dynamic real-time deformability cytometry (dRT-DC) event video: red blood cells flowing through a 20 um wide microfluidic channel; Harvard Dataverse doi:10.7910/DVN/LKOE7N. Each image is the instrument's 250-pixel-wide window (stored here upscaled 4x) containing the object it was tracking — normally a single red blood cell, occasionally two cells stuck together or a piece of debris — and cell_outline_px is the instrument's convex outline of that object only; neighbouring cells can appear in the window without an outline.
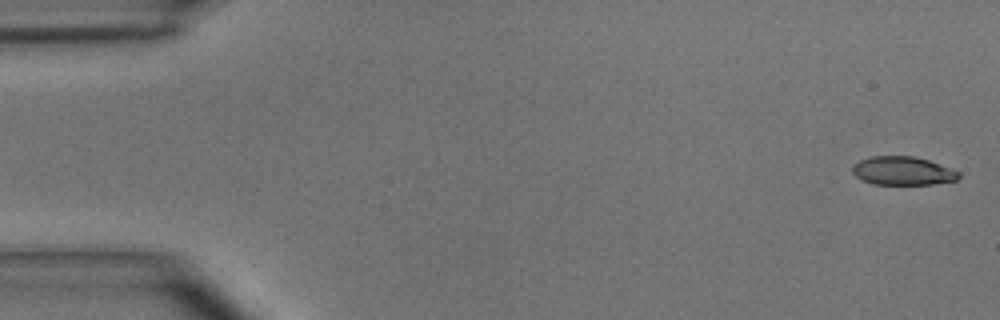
{"species": "common noctule bat (a hibernating species)", "species_latin": "Nyctalus noctula", "temperature_condition": "room temperature", "stored_images_in_passage": 49, "camera_frame_rate_fps": 3000, "um_per_image_px": 0.085, "animal": {"sex": "male", "body_mass_g": 15.6}, "frame": {"image": 1, "passage_image": 1, "time_ms": 0.0, "image_size_px": [1000, 320], "cell_outline_px": [[960, 176], [956, 180], [932, 184], [872, 184], [856, 176], [852, 172], [852, 168], [860, 160], [872, 156], [912, 156], [928, 160], [960, 172]], "centroid_in_image_um": [76.73, 14.52], "position_along_channel_um": 8.3, "area_um2": 17.4}}
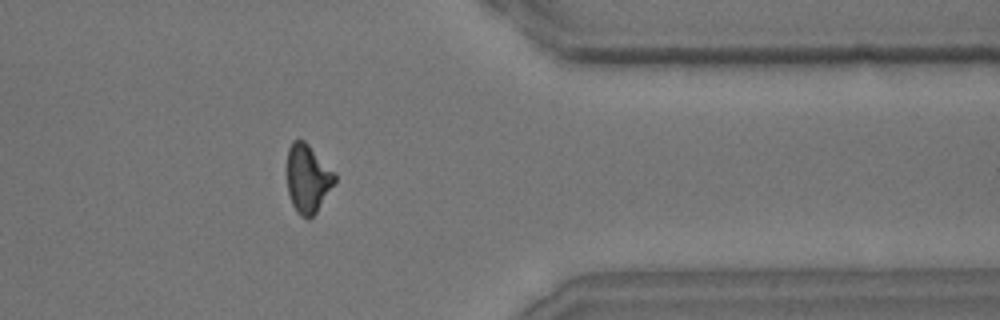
{"frame": {"image": 2, "passage_image": 40, "time_ms": 13.0, "image_size_px": [1000, 320], "cell_outline_px": [[336, 180], [316, 212], [308, 220], [300, 216], [296, 212], [292, 204], [288, 192], [288, 148], [292, 140], [304, 140], [308, 144], [336, 176]], "centroid_in_image_um": [26.13, 15.2], "position_along_channel_um": 385.3, "area_um2": 18.55}}
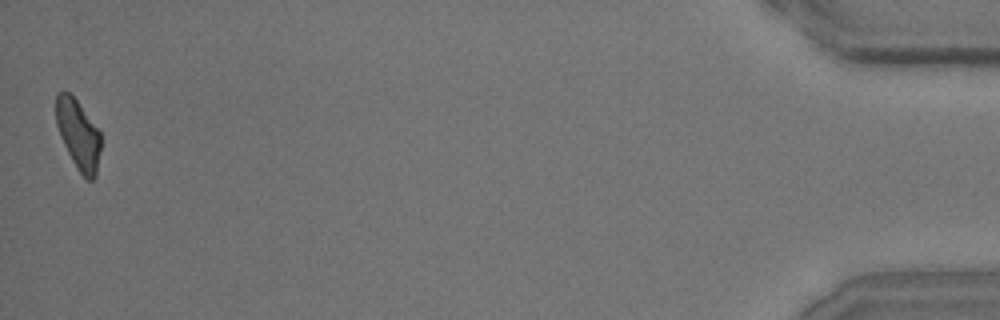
{"frame": {"image": 3, "passage_image": 49, "time_ms": 16.0, "image_size_px": [1000, 320], "cell_outline_px": [[104, 140], [96, 176], [92, 180], [88, 180], [80, 172], [72, 160], [60, 136], [56, 124], [56, 96], [60, 92], [68, 92], [76, 100], [100, 132]], "centroid_in_image_um": [6.7, 11.48], "position_along_channel_um": 428.5, "area_um2": 18.21}, "authors_computed_cell_mechanics": {"area_um2": 19.363, "velocity_mm_per_s": 4.0088, "shape_relaxation_time_tau1_ms": 7.9368, "shape_relaxation_time_tau2_ms": 2.171, "deformation_change_tau1": 0.2253, "deformation_change_tau2": 0.0907}}